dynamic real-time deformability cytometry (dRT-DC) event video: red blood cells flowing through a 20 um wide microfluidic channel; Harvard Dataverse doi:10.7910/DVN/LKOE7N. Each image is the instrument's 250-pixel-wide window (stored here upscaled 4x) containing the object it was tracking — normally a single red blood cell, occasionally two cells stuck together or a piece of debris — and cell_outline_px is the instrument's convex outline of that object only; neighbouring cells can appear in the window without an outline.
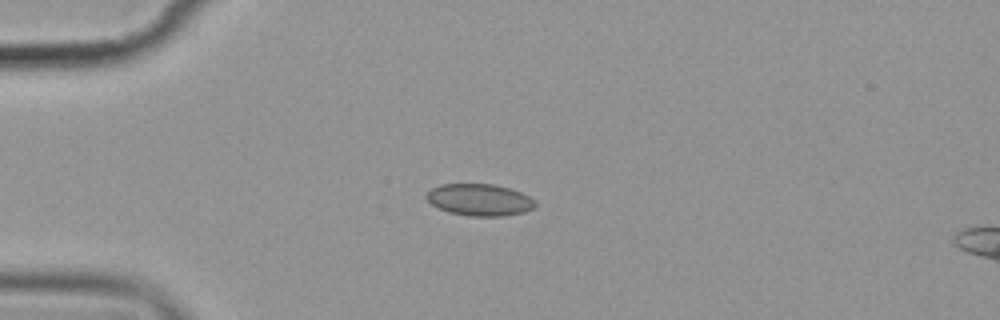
{"species": "common noctule bat (a hibernating species)", "species_latin": "Nyctalus noctula", "temperature_condition": "cold", "stored_images_in_passage": 5, "camera_frame_rate_fps": 3000, "um_per_image_px": 0.085, "animal": {"sex": "female", "body_mass_g": 19.9}, "frame": {"image": 1, "passage_image": 4, "time_ms": 3.333, "image_size_px": [1000, 320], "cell_outline_px": [[536, 208], [524, 212], [504, 216], [468, 216], [448, 212], [432, 204], [424, 196], [432, 188], [440, 184], [492, 184], [508, 188], [520, 192], [536, 200]], "centroid_in_image_um": [40.78, 16.99], "position_along_channel_um": 44.2, "area_um2": 20.23}}